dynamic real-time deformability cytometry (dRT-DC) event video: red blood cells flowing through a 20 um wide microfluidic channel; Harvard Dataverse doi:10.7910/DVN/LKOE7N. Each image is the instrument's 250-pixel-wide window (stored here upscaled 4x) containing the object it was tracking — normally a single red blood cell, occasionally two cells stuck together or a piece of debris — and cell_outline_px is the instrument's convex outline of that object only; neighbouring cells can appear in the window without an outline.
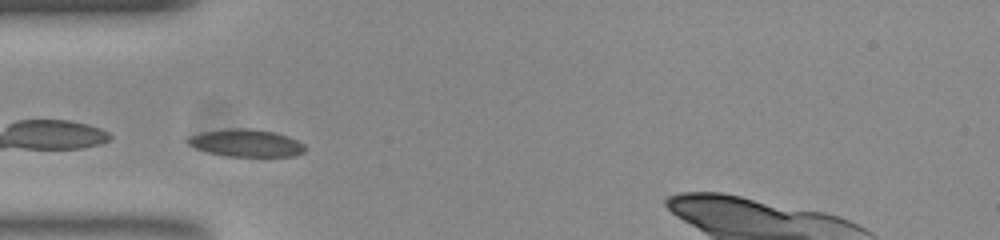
{"species": "common noctule bat (a hibernating species)", "species_latin": "Nyctalus noctula", "temperature_condition": "room temperature", "stored_images_in_passage": 30, "camera_frame_rate_fps": 3000, "um_per_image_px": 0.085, "animal": {"sex": "female", "body_mass_g": 23.0, "forearm_length_mm": 53.4}, "frame": {"image": 1, "passage_image": 1, "time_ms": 0.0, "image_size_px": [1000, 240], "cell_outline_px": [[308, 148], [304, 152], [292, 156], [224, 156], [208, 152], [196, 148], [188, 144], [184, 140], [188, 136], [200, 132], [228, 128], [248, 128], [272, 132], [296, 140], [304, 144]], "centroid_in_image_um": [20.86, 12.15], "position_along_channel_um": 64.1, "area_um2": 18.73}}
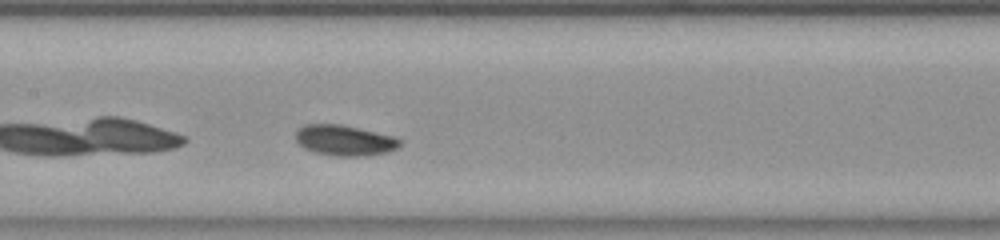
{"frame": {"image": 2, "passage_image": 10, "time_ms": 3.0, "image_size_px": [1000, 240], "cell_outline_px": [[400, 144], [396, 148], [388, 152], [368, 156], [336, 156], [312, 152], [304, 148], [296, 140], [296, 132], [304, 124], [340, 124], [392, 136], [400, 140]], "centroid_in_image_um": [29.26, 11.94], "position_along_channel_um": 178.1, "area_um2": 18.44}}
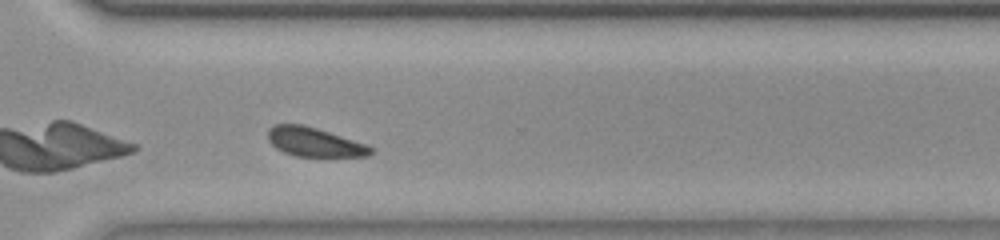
{"frame": {"image": 3, "passage_image": 23, "time_ms": 7.333, "image_size_px": [1000, 240], "cell_outline_px": [[372, 152], [368, 156], [296, 156], [284, 152], [276, 148], [268, 140], [268, 128], [276, 124], [304, 124], [364, 144], [372, 148]], "centroid_in_image_um": [26.66, 12.07], "position_along_channel_um": 343.9, "area_um2": 17.05}}